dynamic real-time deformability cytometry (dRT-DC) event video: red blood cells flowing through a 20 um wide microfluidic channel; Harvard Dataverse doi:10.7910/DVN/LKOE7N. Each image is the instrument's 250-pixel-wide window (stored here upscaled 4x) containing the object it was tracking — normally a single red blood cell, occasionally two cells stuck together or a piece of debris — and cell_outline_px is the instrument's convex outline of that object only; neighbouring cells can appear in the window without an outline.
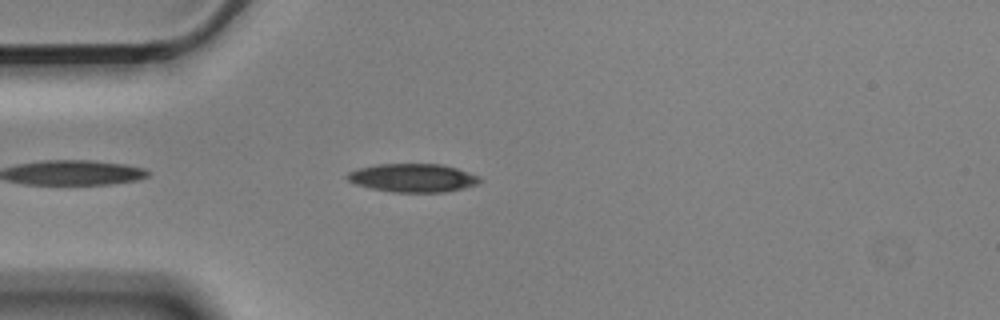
{"species": "Egyptian fruit bat (a non-hibernating species)", "species_latin": "Rousettus aegyptiacus", "temperature_condition": "cold", "stored_images_in_passage": 29, "camera_frame_rate_fps": 3000, "um_per_image_px": 0.085, "animal": {"sex": "male"}, "frame": {"image": 1, "passage_image": 4, "time_ms": 1.0, "image_size_px": [1000, 320], "cell_outline_px": [[484, 180], [476, 184], [444, 192], [392, 192], [372, 188], [356, 184], [348, 180], [344, 176], [348, 172], [356, 168], [376, 164], [444, 164], [480, 176]], "centroid_in_image_um": [35.06, 15.11], "position_along_channel_um": 49.9, "area_um2": 21.96}}
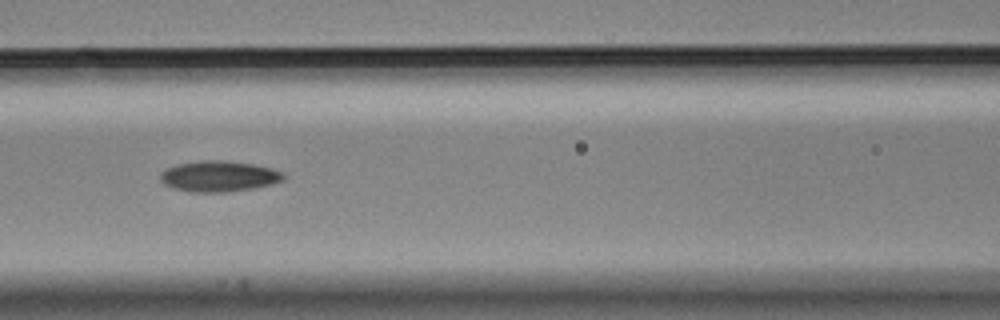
{"frame": {"image": 2, "passage_image": 13, "time_ms": 4.0, "image_size_px": [1000, 320], "cell_outline_px": [[288, 176], [284, 180], [272, 184], [252, 188], [228, 192], [192, 192], [172, 188], [164, 184], [160, 180], [160, 172], [176, 164], [204, 160], [220, 160], [252, 164], [272, 168], [284, 172]], "centroid_in_image_um": [18.63, 14.99], "position_along_channel_um": 148.0, "area_um2": 22.25}}
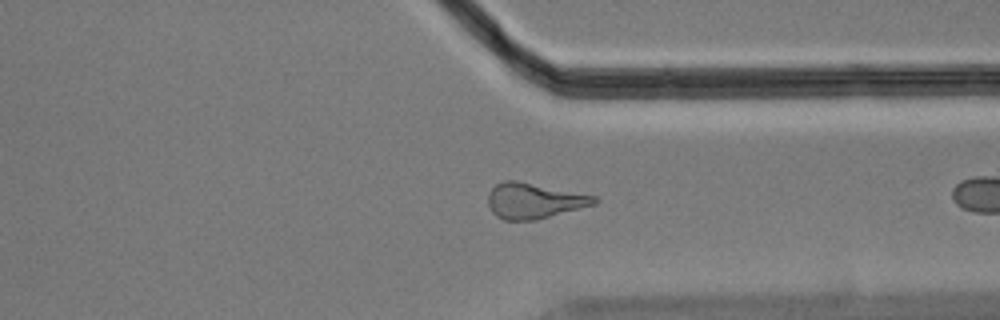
{"frame": {"image": 3, "passage_image": 28, "time_ms": 9.0, "image_size_px": [1000, 320], "cell_outline_px": [[600, 200], [596, 204], [532, 220], [504, 220], [496, 216], [492, 212], [488, 204], [488, 196], [492, 188], [496, 184], [504, 180], [516, 180], [596, 196]], "centroid_in_image_um": [45.37, 17.05], "position_along_channel_um": 366.0, "area_um2": 21.73}}